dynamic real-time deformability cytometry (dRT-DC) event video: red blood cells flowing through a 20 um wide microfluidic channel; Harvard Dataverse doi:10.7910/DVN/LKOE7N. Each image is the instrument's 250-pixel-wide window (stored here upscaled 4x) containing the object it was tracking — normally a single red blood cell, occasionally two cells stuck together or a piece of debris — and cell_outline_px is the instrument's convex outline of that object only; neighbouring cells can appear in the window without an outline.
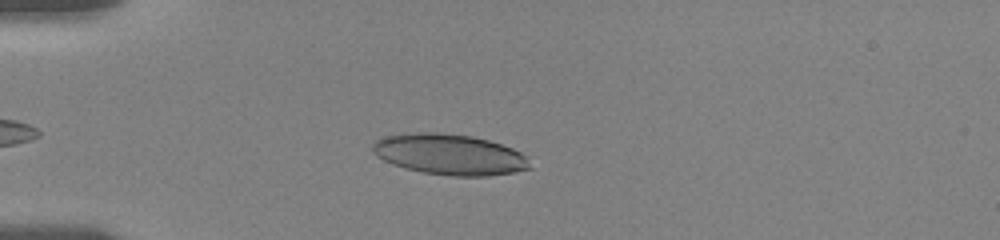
{"species": "human", "species_latin": "Homo sapiens", "temperature_condition": "room temperature", "stored_images_in_passage": 44, "camera_frame_rate_fps": 3000, "um_per_image_px": 0.085, "donor": {"sex": "female"}, "frame": {"image": 1, "passage_image": 8, "time_ms": 2.333, "image_size_px": [1000, 240], "cell_outline_px": [[532, 168], [516, 172], [488, 176], [452, 176], [424, 172], [404, 168], [392, 164], [376, 156], [372, 152], [372, 144], [376, 140], [384, 136], [420, 132], [436, 132], [472, 136], [488, 140], [512, 148], [528, 156]], "centroid_in_image_um": [38.23, 13.13], "position_along_channel_um": 46.8, "area_um2": 37.51}}
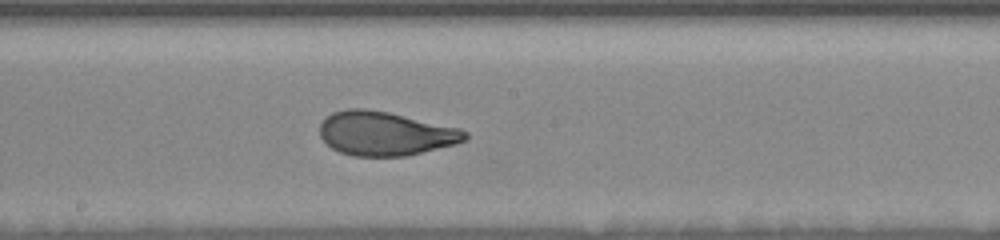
{"frame": {"image": 2, "passage_image": 24, "time_ms": 7.667, "image_size_px": [1000, 240], "cell_outline_px": [[468, 136], [464, 140], [456, 144], [408, 156], [352, 156], [340, 152], [332, 148], [320, 136], [320, 124], [332, 112], [348, 108], [364, 108], [388, 112], [460, 128], [468, 132]], "centroid_in_image_um": [32.75, 11.35], "position_along_channel_um": 215.4, "area_um2": 37.22}}
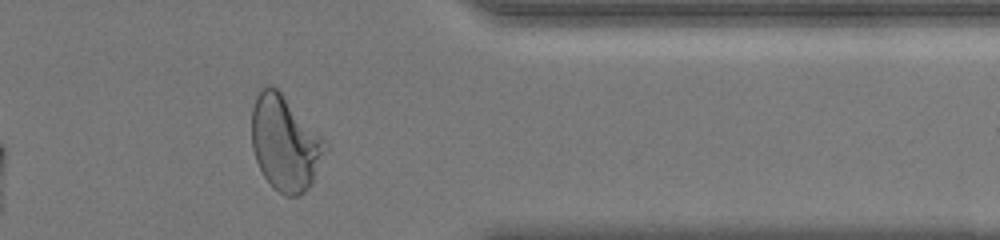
{"frame": {"image": 3, "passage_image": 39, "time_ms": 12.667, "image_size_px": [1000, 240], "cell_outline_px": [[328, 148], [312, 184], [300, 196], [284, 196], [264, 176], [256, 160], [252, 148], [252, 108], [256, 96], [260, 88], [264, 84], [272, 84], [280, 92], [328, 144]], "centroid_in_image_um": [24.22, 12.17], "position_along_channel_um": 387.2, "area_um2": 40.4}, "authors_computed_cell_mechanics": {"area_um2": 37.5122, "velocity_mm_per_s": 3.6146, "shape_relaxation_time_tau1_ms": 4.7151, "shape_relaxation_time_tau2_ms": 0.8654, "deformation_change_tau1": 0.1835, "deformation_change_tau2": 0.0727}}